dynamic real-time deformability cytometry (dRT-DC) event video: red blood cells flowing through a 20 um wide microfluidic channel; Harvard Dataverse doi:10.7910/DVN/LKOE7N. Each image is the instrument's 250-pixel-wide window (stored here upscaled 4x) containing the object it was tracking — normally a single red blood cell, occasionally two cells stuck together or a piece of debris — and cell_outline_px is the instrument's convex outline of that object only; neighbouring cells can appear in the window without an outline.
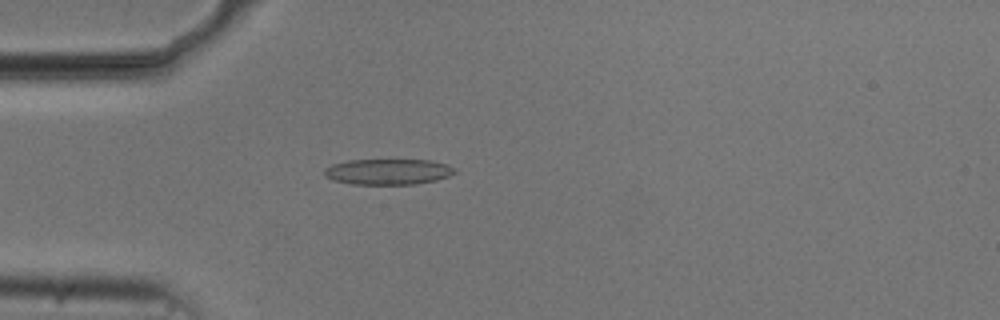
{"species": "common noctule bat (a hibernating species)", "species_latin": "Nyctalus noctula", "temperature_condition": "cold", "stored_images_in_passage": 54, "camera_frame_rate_fps": 3000, "um_per_image_px": 0.085, "animal": {"sex": "male", "body_mass_g": 20.5, "forearm_length_mm": 52.5}, "frame": {"image": 1, "passage_image": 15, "time_ms": 4.667, "image_size_px": [1000, 320], "cell_outline_px": [[456, 172], [448, 176], [436, 180], [416, 184], [352, 184], [332, 180], [324, 176], [324, 168], [332, 164], [348, 160], [432, 160], [456, 168]], "centroid_in_image_um": [32.96, 14.59], "position_along_channel_um": 52.0, "area_um2": 19.59}}
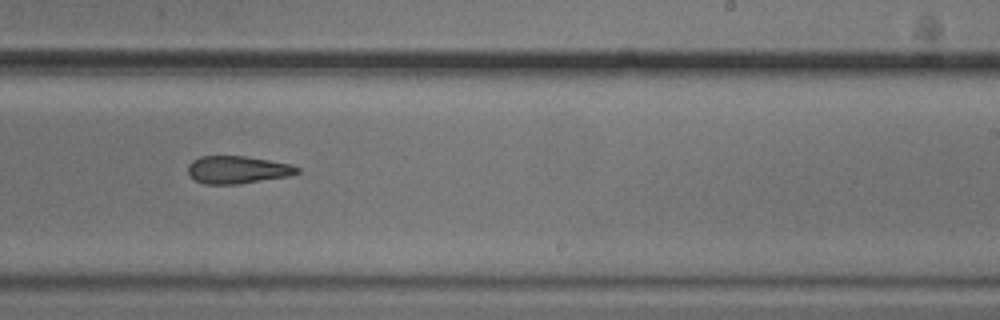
{"frame": {"image": 2, "passage_image": 33, "time_ms": 10.667, "image_size_px": [1000, 320], "cell_outline_px": [[300, 172], [292, 176], [240, 184], [204, 184], [196, 180], [188, 172], [188, 164], [192, 160], [200, 156], [248, 156], [292, 164], [300, 168]], "centroid_in_image_um": [20.24, 14.43], "position_along_channel_um": 268.8, "area_um2": 17.86}}
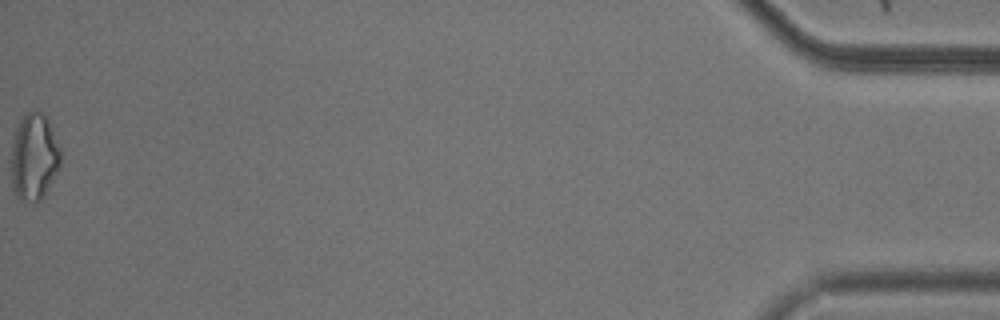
{"frame": {"image": 3, "passage_image": 54, "time_ms": 17.667, "image_size_px": [1000, 320], "cell_outline_px": [[60, 168], [48, 188], [40, 200], [36, 204], [32, 204], [20, 200], [16, 196], [12, 184], [12, 140], [16, 128], [20, 120], [28, 112], [36, 108], [48, 120], [60, 148]], "centroid_in_image_um": [2.89, 13.37], "position_along_channel_um": 432.3, "area_um2": 25.09}, "authors_computed_cell_mechanics": {"area_um2": 19.2185, "velocity_mm_per_s": 3.7552, "shape_relaxation_time_tau1_ms": null, "shape_relaxation_time_tau2_ms": 10.6545, "deformation_change_tau1": null, "deformation_change_tau2": 0.2542}}